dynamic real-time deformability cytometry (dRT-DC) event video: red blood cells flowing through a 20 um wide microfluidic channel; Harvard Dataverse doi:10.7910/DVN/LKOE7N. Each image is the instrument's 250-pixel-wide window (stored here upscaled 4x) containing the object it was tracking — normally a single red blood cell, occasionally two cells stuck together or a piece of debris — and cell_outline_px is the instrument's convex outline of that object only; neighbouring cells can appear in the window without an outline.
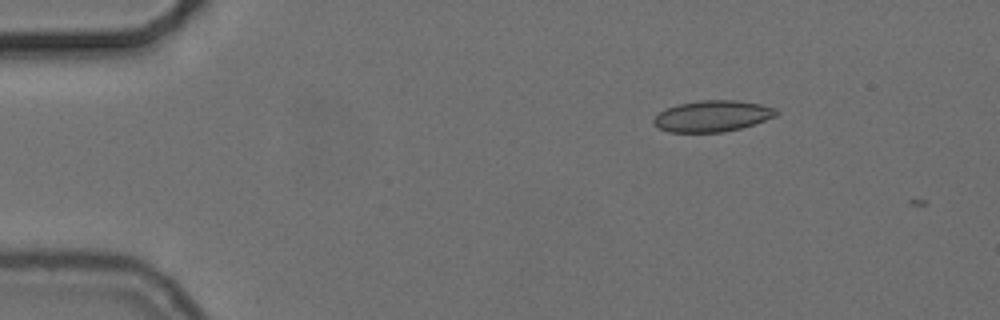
{"species": "common noctule bat (a hibernating species)", "species_latin": "Nyctalus noctula", "temperature_condition": "cold", "stored_images_in_passage": 3, "camera_frame_rate_fps": 3000, "um_per_image_px": 0.085, "animal": {"sex": "female", "body_mass_g": 24.6, "forearm_length_mm": 56.2}, "frame": {"image": 1, "passage_image": 2, "time_ms": 0.333, "image_size_px": [1000, 320], "cell_outline_px": [[780, 112], [776, 116], [740, 128], [724, 132], [668, 132], [652, 124], [652, 120], [660, 112], [668, 108], [680, 104], [700, 100], [736, 100], [760, 104], [776, 108]], "centroid_in_image_um": [60.56, 9.87], "position_along_channel_um": 24.4, "area_um2": 22.14}}